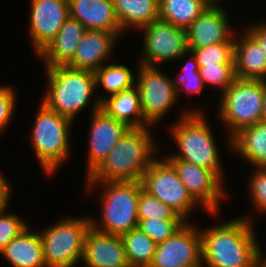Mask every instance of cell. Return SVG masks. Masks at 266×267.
<instances>
[{"instance_id":"cell-1","label":"cell","mask_w":266,"mask_h":267,"mask_svg":"<svg viewBox=\"0 0 266 267\" xmlns=\"http://www.w3.org/2000/svg\"><path fill=\"white\" fill-rule=\"evenodd\" d=\"M252 220L244 216L201 228L203 267H250L261 248Z\"/></svg>"},{"instance_id":"cell-2","label":"cell","mask_w":266,"mask_h":267,"mask_svg":"<svg viewBox=\"0 0 266 267\" xmlns=\"http://www.w3.org/2000/svg\"><path fill=\"white\" fill-rule=\"evenodd\" d=\"M150 129H129L102 163L85 177L86 182H140L159 150Z\"/></svg>"},{"instance_id":"cell-3","label":"cell","mask_w":266,"mask_h":267,"mask_svg":"<svg viewBox=\"0 0 266 267\" xmlns=\"http://www.w3.org/2000/svg\"><path fill=\"white\" fill-rule=\"evenodd\" d=\"M45 70L48 84L41 102L47 108L72 121L89 106L90 100L94 105L92 113L100 109V101L93 95L96 90L94 72L67 65L51 66Z\"/></svg>"},{"instance_id":"cell-4","label":"cell","mask_w":266,"mask_h":267,"mask_svg":"<svg viewBox=\"0 0 266 267\" xmlns=\"http://www.w3.org/2000/svg\"><path fill=\"white\" fill-rule=\"evenodd\" d=\"M177 121L170 126L171 138L179 148L178 153L165 155L166 159H179L215 171L224 176L217 141L203 111L192 110L179 113ZM207 120V121H206ZM208 122V123H207Z\"/></svg>"},{"instance_id":"cell-5","label":"cell","mask_w":266,"mask_h":267,"mask_svg":"<svg viewBox=\"0 0 266 267\" xmlns=\"http://www.w3.org/2000/svg\"><path fill=\"white\" fill-rule=\"evenodd\" d=\"M85 186L89 191L98 186L104 189L99 193L102 205L100 219L90 216L93 229L121 236L137 228L138 200L143 188L141 181L86 182Z\"/></svg>"},{"instance_id":"cell-6","label":"cell","mask_w":266,"mask_h":267,"mask_svg":"<svg viewBox=\"0 0 266 267\" xmlns=\"http://www.w3.org/2000/svg\"><path fill=\"white\" fill-rule=\"evenodd\" d=\"M31 129V146L41 169L52 175L70 155V133L73 121L40 102Z\"/></svg>"},{"instance_id":"cell-7","label":"cell","mask_w":266,"mask_h":267,"mask_svg":"<svg viewBox=\"0 0 266 267\" xmlns=\"http://www.w3.org/2000/svg\"><path fill=\"white\" fill-rule=\"evenodd\" d=\"M266 81L235 79L220 96L218 117L226 126L228 147L231 137L244 127L262 121Z\"/></svg>"},{"instance_id":"cell-8","label":"cell","mask_w":266,"mask_h":267,"mask_svg":"<svg viewBox=\"0 0 266 267\" xmlns=\"http://www.w3.org/2000/svg\"><path fill=\"white\" fill-rule=\"evenodd\" d=\"M78 218L67 216L39 231L46 267H76L82 261L91 221L90 216Z\"/></svg>"},{"instance_id":"cell-9","label":"cell","mask_w":266,"mask_h":267,"mask_svg":"<svg viewBox=\"0 0 266 267\" xmlns=\"http://www.w3.org/2000/svg\"><path fill=\"white\" fill-rule=\"evenodd\" d=\"M135 85L140 93L141 109L145 121L155 126L178 101L173 80L158 67L139 64Z\"/></svg>"},{"instance_id":"cell-10","label":"cell","mask_w":266,"mask_h":267,"mask_svg":"<svg viewBox=\"0 0 266 267\" xmlns=\"http://www.w3.org/2000/svg\"><path fill=\"white\" fill-rule=\"evenodd\" d=\"M141 183L146 192L173 207L186 220L196 205H200L187 191L175 168L165 157L152 161L143 174Z\"/></svg>"},{"instance_id":"cell-11","label":"cell","mask_w":266,"mask_h":267,"mask_svg":"<svg viewBox=\"0 0 266 267\" xmlns=\"http://www.w3.org/2000/svg\"><path fill=\"white\" fill-rule=\"evenodd\" d=\"M139 30L144 34L139 64L158 66L161 62L181 60L189 52L187 32L183 28L158 19Z\"/></svg>"},{"instance_id":"cell-12","label":"cell","mask_w":266,"mask_h":267,"mask_svg":"<svg viewBox=\"0 0 266 267\" xmlns=\"http://www.w3.org/2000/svg\"><path fill=\"white\" fill-rule=\"evenodd\" d=\"M187 191L209 215L217 214L220 202L229 197L223 178L215 171L179 159H167Z\"/></svg>"},{"instance_id":"cell-13","label":"cell","mask_w":266,"mask_h":267,"mask_svg":"<svg viewBox=\"0 0 266 267\" xmlns=\"http://www.w3.org/2000/svg\"><path fill=\"white\" fill-rule=\"evenodd\" d=\"M149 267H203L200 229L185 223L171 237L157 244Z\"/></svg>"},{"instance_id":"cell-14","label":"cell","mask_w":266,"mask_h":267,"mask_svg":"<svg viewBox=\"0 0 266 267\" xmlns=\"http://www.w3.org/2000/svg\"><path fill=\"white\" fill-rule=\"evenodd\" d=\"M69 17L68 0H31L29 36L38 55Z\"/></svg>"},{"instance_id":"cell-15","label":"cell","mask_w":266,"mask_h":267,"mask_svg":"<svg viewBox=\"0 0 266 267\" xmlns=\"http://www.w3.org/2000/svg\"><path fill=\"white\" fill-rule=\"evenodd\" d=\"M220 2L222 1L214 0L186 29L189 49H201L222 42H235V31L230 27L226 10L219 6Z\"/></svg>"},{"instance_id":"cell-16","label":"cell","mask_w":266,"mask_h":267,"mask_svg":"<svg viewBox=\"0 0 266 267\" xmlns=\"http://www.w3.org/2000/svg\"><path fill=\"white\" fill-rule=\"evenodd\" d=\"M91 116L86 177L102 163L119 139L130 129L101 109L94 111Z\"/></svg>"},{"instance_id":"cell-17","label":"cell","mask_w":266,"mask_h":267,"mask_svg":"<svg viewBox=\"0 0 266 267\" xmlns=\"http://www.w3.org/2000/svg\"><path fill=\"white\" fill-rule=\"evenodd\" d=\"M84 267H127L129 265L120 235L97 231L90 227L84 240Z\"/></svg>"},{"instance_id":"cell-18","label":"cell","mask_w":266,"mask_h":267,"mask_svg":"<svg viewBox=\"0 0 266 267\" xmlns=\"http://www.w3.org/2000/svg\"><path fill=\"white\" fill-rule=\"evenodd\" d=\"M118 39L116 34L108 31L86 30L73 58L66 65L95 72L112 56Z\"/></svg>"},{"instance_id":"cell-19","label":"cell","mask_w":266,"mask_h":267,"mask_svg":"<svg viewBox=\"0 0 266 267\" xmlns=\"http://www.w3.org/2000/svg\"><path fill=\"white\" fill-rule=\"evenodd\" d=\"M69 16L77 19L86 30L108 31L123 35L115 15L113 0H68Z\"/></svg>"},{"instance_id":"cell-20","label":"cell","mask_w":266,"mask_h":267,"mask_svg":"<svg viewBox=\"0 0 266 267\" xmlns=\"http://www.w3.org/2000/svg\"><path fill=\"white\" fill-rule=\"evenodd\" d=\"M100 109L130 129L151 127L144 119L136 85L119 93L98 96Z\"/></svg>"},{"instance_id":"cell-21","label":"cell","mask_w":266,"mask_h":267,"mask_svg":"<svg viewBox=\"0 0 266 267\" xmlns=\"http://www.w3.org/2000/svg\"><path fill=\"white\" fill-rule=\"evenodd\" d=\"M85 31L86 28L77 19L69 16L37 57L45 62V68L66 65L73 58Z\"/></svg>"},{"instance_id":"cell-22","label":"cell","mask_w":266,"mask_h":267,"mask_svg":"<svg viewBox=\"0 0 266 267\" xmlns=\"http://www.w3.org/2000/svg\"><path fill=\"white\" fill-rule=\"evenodd\" d=\"M235 33V77L243 80L266 81V54L262 47L246 32ZM238 37V38H237Z\"/></svg>"},{"instance_id":"cell-23","label":"cell","mask_w":266,"mask_h":267,"mask_svg":"<svg viewBox=\"0 0 266 267\" xmlns=\"http://www.w3.org/2000/svg\"><path fill=\"white\" fill-rule=\"evenodd\" d=\"M29 228L28 224L0 251V255H3L12 267H46L39 231L32 232Z\"/></svg>"},{"instance_id":"cell-24","label":"cell","mask_w":266,"mask_h":267,"mask_svg":"<svg viewBox=\"0 0 266 267\" xmlns=\"http://www.w3.org/2000/svg\"><path fill=\"white\" fill-rule=\"evenodd\" d=\"M252 167H266V122L244 127L231 137V149Z\"/></svg>"},{"instance_id":"cell-25","label":"cell","mask_w":266,"mask_h":267,"mask_svg":"<svg viewBox=\"0 0 266 267\" xmlns=\"http://www.w3.org/2000/svg\"><path fill=\"white\" fill-rule=\"evenodd\" d=\"M113 6L124 34L159 19V0H113Z\"/></svg>"},{"instance_id":"cell-26","label":"cell","mask_w":266,"mask_h":267,"mask_svg":"<svg viewBox=\"0 0 266 267\" xmlns=\"http://www.w3.org/2000/svg\"><path fill=\"white\" fill-rule=\"evenodd\" d=\"M214 0H159V20L187 29Z\"/></svg>"},{"instance_id":"cell-27","label":"cell","mask_w":266,"mask_h":267,"mask_svg":"<svg viewBox=\"0 0 266 267\" xmlns=\"http://www.w3.org/2000/svg\"><path fill=\"white\" fill-rule=\"evenodd\" d=\"M129 265L149 267L153 262L157 243L138 228L121 235Z\"/></svg>"},{"instance_id":"cell-28","label":"cell","mask_w":266,"mask_h":267,"mask_svg":"<svg viewBox=\"0 0 266 267\" xmlns=\"http://www.w3.org/2000/svg\"><path fill=\"white\" fill-rule=\"evenodd\" d=\"M96 88L102 87L107 95H113L135 85L136 77L126 65L106 63L95 72Z\"/></svg>"},{"instance_id":"cell-29","label":"cell","mask_w":266,"mask_h":267,"mask_svg":"<svg viewBox=\"0 0 266 267\" xmlns=\"http://www.w3.org/2000/svg\"><path fill=\"white\" fill-rule=\"evenodd\" d=\"M138 220L161 219V220H186L173 207L164 204L158 198L146 192L143 188L140 192L137 207Z\"/></svg>"},{"instance_id":"cell-30","label":"cell","mask_w":266,"mask_h":267,"mask_svg":"<svg viewBox=\"0 0 266 267\" xmlns=\"http://www.w3.org/2000/svg\"><path fill=\"white\" fill-rule=\"evenodd\" d=\"M186 56H190L189 58L181 67V71L179 77L173 80L174 88L176 89L177 98L180 97L182 90L188 92V94H195L199 93L205 89L204 81L199 74V65L196 61L194 54L189 51L186 53Z\"/></svg>"},{"instance_id":"cell-31","label":"cell","mask_w":266,"mask_h":267,"mask_svg":"<svg viewBox=\"0 0 266 267\" xmlns=\"http://www.w3.org/2000/svg\"><path fill=\"white\" fill-rule=\"evenodd\" d=\"M199 67L221 63H234V42H222L201 49H189Z\"/></svg>"},{"instance_id":"cell-32","label":"cell","mask_w":266,"mask_h":267,"mask_svg":"<svg viewBox=\"0 0 266 267\" xmlns=\"http://www.w3.org/2000/svg\"><path fill=\"white\" fill-rule=\"evenodd\" d=\"M199 74L204 84L219 88L223 94L236 79L234 63H221L199 67Z\"/></svg>"},{"instance_id":"cell-33","label":"cell","mask_w":266,"mask_h":267,"mask_svg":"<svg viewBox=\"0 0 266 267\" xmlns=\"http://www.w3.org/2000/svg\"><path fill=\"white\" fill-rule=\"evenodd\" d=\"M188 220H161L146 219L138 220L137 228L149 236L155 243L159 244L176 231H178Z\"/></svg>"},{"instance_id":"cell-34","label":"cell","mask_w":266,"mask_h":267,"mask_svg":"<svg viewBox=\"0 0 266 267\" xmlns=\"http://www.w3.org/2000/svg\"><path fill=\"white\" fill-rule=\"evenodd\" d=\"M8 207L0 212V251L28 226L19 215L6 211Z\"/></svg>"},{"instance_id":"cell-35","label":"cell","mask_w":266,"mask_h":267,"mask_svg":"<svg viewBox=\"0 0 266 267\" xmlns=\"http://www.w3.org/2000/svg\"><path fill=\"white\" fill-rule=\"evenodd\" d=\"M250 201L258 212L266 214V167H255L249 178Z\"/></svg>"},{"instance_id":"cell-36","label":"cell","mask_w":266,"mask_h":267,"mask_svg":"<svg viewBox=\"0 0 266 267\" xmlns=\"http://www.w3.org/2000/svg\"><path fill=\"white\" fill-rule=\"evenodd\" d=\"M12 86H0V134L9 126L15 107L17 106V93Z\"/></svg>"},{"instance_id":"cell-37","label":"cell","mask_w":266,"mask_h":267,"mask_svg":"<svg viewBox=\"0 0 266 267\" xmlns=\"http://www.w3.org/2000/svg\"><path fill=\"white\" fill-rule=\"evenodd\" d=\"M245 31L262 47L266 54V23L246 27Z\"/></svg>"},{"instance_id":"cell-38","label":"cell","mask_w":266,"mask_h":267,"mask_svg":"<svg viewBox=\"0 0 266 267\" xmlns=\"http://www.w3.org/2000/svg\"><path fill=\"white\" fill-rule=\"evenodd\" d=\"M6 178L0 172V212L10 204L9 202L12 196V186Z\"/></svg>"},{"instance_id":"cell-39","label":"cell","mask_w":266,"mask_h":267,"mask_svg":"<svg viewBox=\"0 0 266 267\" xmlns=\"http://www.w3.org/2000/svg\"><path fill=\"white\" fill-rule=\"evenodd\" d=\"M260 248V255L251 263L250 267H266V260L262 256Z\"/></svg>"},{"instance_id":"cell-40","label":"cell","mask_w":266,"mask_h":267,"mask_svg":"<svg viewBox=\"0 0 266 267\" xmlns=\"http://www.w3.org/2000/svg\"><path fill=\"white\" fill-rule=\"evenodd\" d=\"M262 121L266 122V93H265L264 101H263Z\"/></svg>"}]
</instances>
